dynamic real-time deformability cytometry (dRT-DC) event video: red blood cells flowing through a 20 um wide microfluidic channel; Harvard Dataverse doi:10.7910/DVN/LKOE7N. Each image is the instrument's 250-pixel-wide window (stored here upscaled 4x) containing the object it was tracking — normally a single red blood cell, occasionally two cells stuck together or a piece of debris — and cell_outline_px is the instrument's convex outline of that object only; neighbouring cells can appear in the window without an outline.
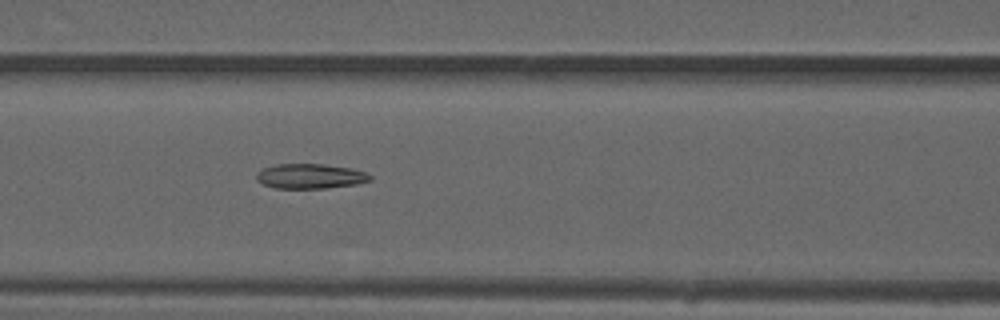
{"species": "common noctule bat (a hibernating species)", "species_latin": "Nyctalus noctula", "temperature_condition": "warm", "stored_images_in_passage": 44, "camera_frame_rate_fps": 3000, "um_per_image_px": 0.085, "animal": {"sex": "male", "forearm_length_mm": 52.5}, "frame": {"image": 1, "passage_image": 18, "time_ms": 5.667, "image_size_px": [1000, 320], "cell_outline_px": [[372, 180], [356, 184], [324, 188], [276, 188], [264, 184], [256, 180], [256, 172], [264, 168], [276, 164], [320, 164], [352, 168], [364, 172], [372, 176]], "centroid_in_image_um": [26.36, 14.97], "position_along_channel_um": 140.2, "area_um2": 16.36}}
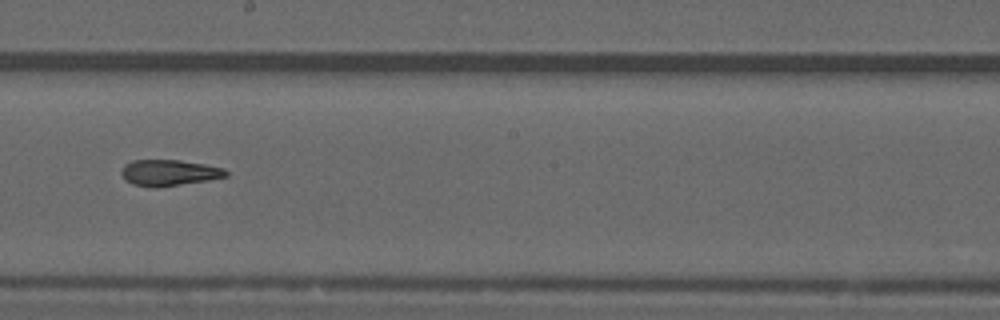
{"frame": {"image": 2, "passage_image": 25, "time_ms": 8.0, "image_size_px": [1000, 320], "cell_outline_px": [[228, 176], [208, 180], [156, 188], [132, 184], [124, 180], [120, 172], [124, 164], [132, 160], [180, 160], [204, 164], [224, 168], [228, 172]], "centroid_in_image_um": [14.34, 14.68], "position_along_channel_um": 233.9, "area_um2": 16.01}}
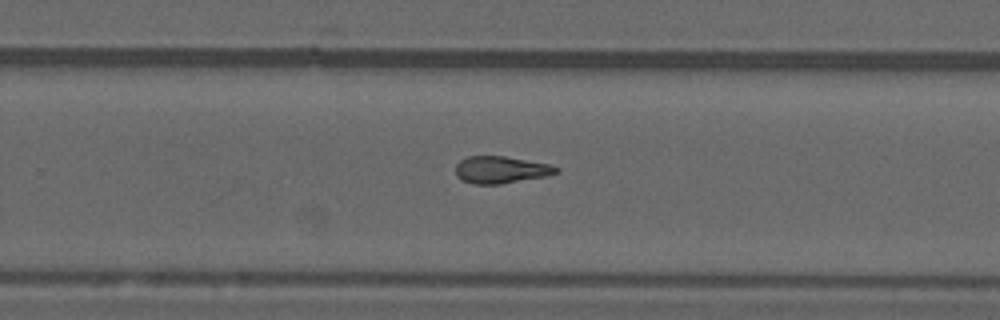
{"frame": {"image": 3, "passage_image": 29, "time_ms": 9.333, "image_size_px": [1000, 320], "cell_outline_px": [[560, 168], [556, 172], [544, 176], [500, 184], [472, 184], [460, 180], [456, 176], [456, 164], [460, 160], [468, 156], [504, 156], [548, 164]], "centroid_in_image_um": [42.5, 14.43], "position_along_channel_um": 287.3, "area_um2": 15.72}, "authors_computed_cell_mechanics": {"area_um2": 16.6175, "velocity_mm_per_s": 4.0284, "shape_relaxation_time_tau1_ms": null, "shape_relaxation_time_tau2_ms": 3.9845, "deformation_change_tau1": null, "deformation_change_tau2": 0.1166}}